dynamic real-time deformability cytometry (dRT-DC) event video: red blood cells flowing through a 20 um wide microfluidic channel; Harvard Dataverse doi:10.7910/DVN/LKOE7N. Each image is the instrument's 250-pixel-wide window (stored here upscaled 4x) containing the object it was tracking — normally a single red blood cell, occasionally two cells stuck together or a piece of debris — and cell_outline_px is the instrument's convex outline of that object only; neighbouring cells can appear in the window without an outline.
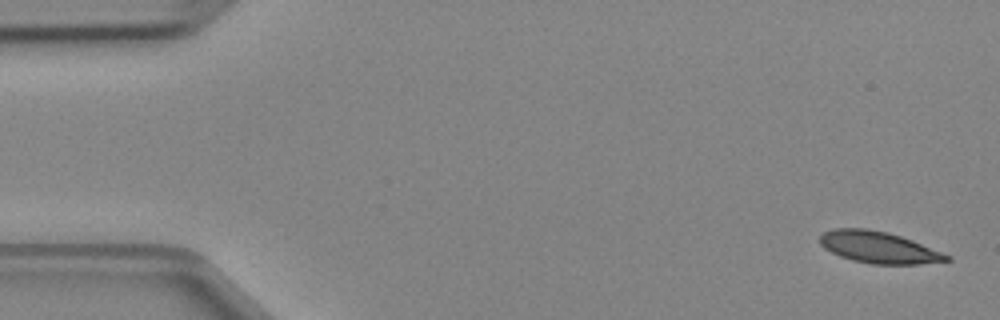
{"species": "Egyptian fruit bat (a non-hibernating species)", "species_latin": "Rousettus aegyptiacus", "temperature_condition": "cold", "stored_images_in_passage": 4, "camera_frame_rate_fps": 3000, "um_per_image_px": 0.085, "animal": {"sex": "female"}, "frame": {"image": 1, "passage_image": 1, "time_ms": 0.0, "image_size_px": [1000, 320], "cell_outline_px": [[952, 260], [920, 264], [872, 264], [852, 260], [840, 256], [824, 248], [820, 244], [820, 236], [824, 232], [832, 228], [868, 228], [888, 232], [912, 240], [952, 256]], "centroid_in_image_um": [74.69, 21.02], "position_along_channel_um": 10.3, "area_um2": 23.41}}
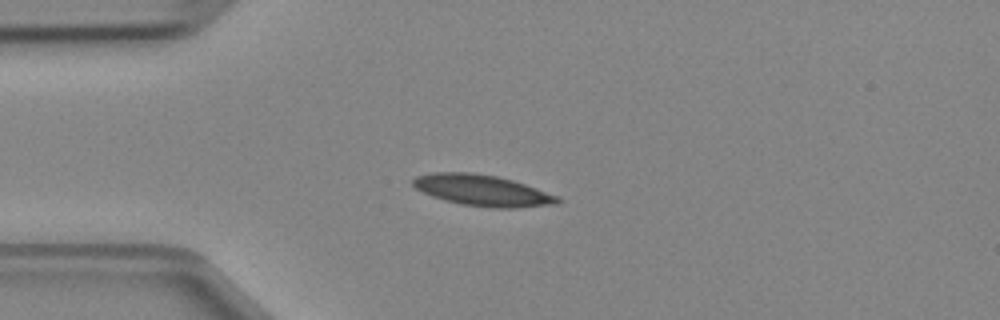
{"frame": {"image": 2, "passage_image": 4, "time_ms": 1.0, "image_size_px": [1000, 320], "cell_outline_px": [[560, 200], [556, 204], [516, 208], [492, 208], [460, 204], [444, 200], [432, 196], [416, 188], [412, 184], [412, 180], [416, 176], [432, 172], [472, 172], [496, 176], [512, 180], [560, 196]], "centroid_in_image_um": [41.0, 16.18], "position_along_channel_um": 44.0, "area_um2": 26.24}}